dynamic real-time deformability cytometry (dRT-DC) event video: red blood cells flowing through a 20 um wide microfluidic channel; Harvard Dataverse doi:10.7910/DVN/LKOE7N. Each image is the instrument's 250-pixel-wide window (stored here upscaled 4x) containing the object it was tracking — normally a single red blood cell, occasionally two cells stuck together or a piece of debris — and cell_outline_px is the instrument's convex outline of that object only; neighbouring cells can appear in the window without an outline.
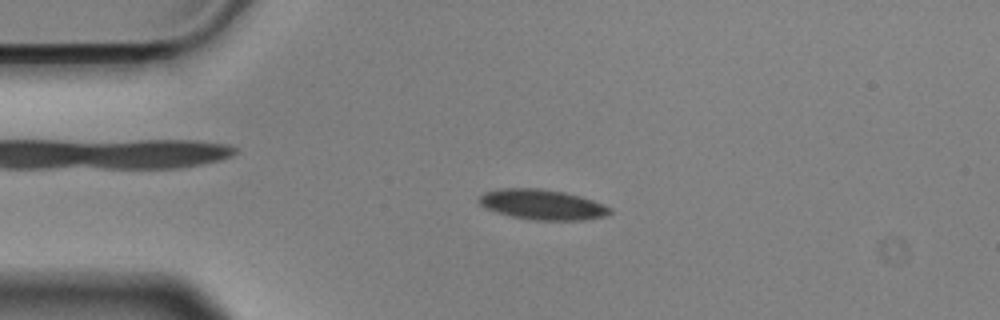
{"species": "Egyptian fruit bat (a non-hibernating species)", "species_latin": "Rousettus aegyptiacus", "temperature_condition": "cold", "stored_images_in_passage": 55, "camera_frame_rate_fps": 3000, "um_per_image_px": 0.085, "animal": {"sex": "male"}, "frame": {"image": 1, "passage_image": 12, "time_ms": 3.667, "image_size_px": [1000, 320], "cell_outline_px": [[612, 212], [604, 216], [584, 220], [536, 220], [512, 216], [496, 212], [484, 208], [476, 200], [484, 192], [504, 188], [540, 188], [564, 192], [580, 196], [604, 204], [612, 208]], "centroid_in_image_um": [46.08, 17.38], "position_along_channel_um": 38.9, "area_um2": 23.06}}
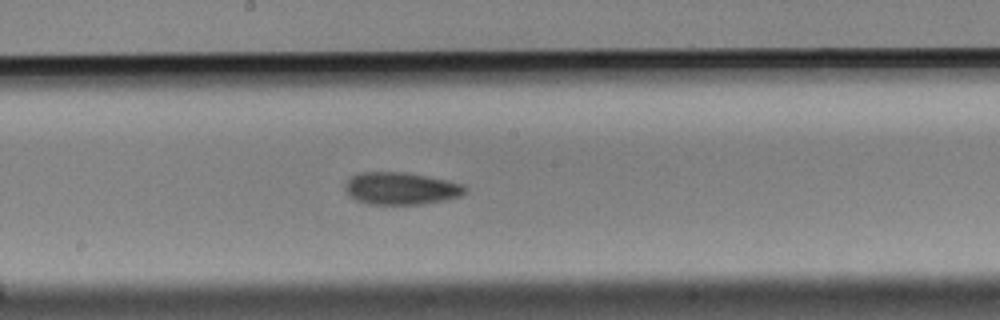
{"frame": {"image": 2, "passage_image": 29, "time_ms": 9.333, "image_size_px": [1000, 320], "cell_outline_px": [[468, 192], [460, 196], [444, 200], [424, 204], [368, 204], [356, 200], [344, 188], [344, 184], [348, 176], [360, 172], [404, 172], [448, 180], [464, 184], [468, 188]], "centroid_in_image_um": [34.09, 16.01], "position_along_channel_um": 214.1, "area_um2": 22.83}}
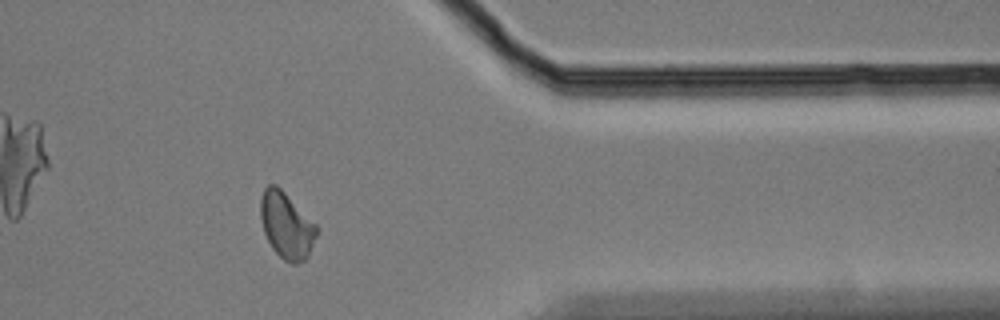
{"frame": {"image": 3, "passage_image": 45, "time_ms": 14.667, "image_size_px": [1000, 320], "cell_outline_px": [[320, 228], [308, 256], [304, 260], [296, 264], [292, 264], [284, 260], [272, 248], [264, 232], [260, 216], [260, 200], [264, 188], [268, 184], [276, 184]], "centroid_in_image_um": [24.36, 19.16], "position_along_channel_um": 387.0, "area_um2": 21.62}, "authors_computed_cell_mechanics": {"area_um2": 22.0796, "velocity_mm_per_s": 3.5569, "shape_relaxation_time_tau1_ms": 4.4062, "shape_relaxation_time_tau2_ms": 7.3241, "deformation_change_tau1": 0.083, "deformation_change_tau2": 0.1297}}